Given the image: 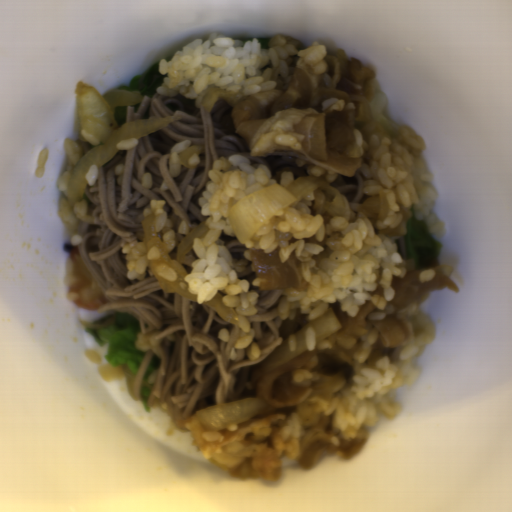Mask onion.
<instances>
[{
	"instance_id": "6",
	"label": "onion",
	"mask_w": 512,
	"mask_h": 512,
	"mask_svg": "<svg viewBox=\"0 0 512 512\" xmlns=\"http://www.w3.org/2000/svg\"><path fill=\"white\" fill-rule=\"evenodd\" d=\"M102 380L109 382L114 378H125L127 381V390L131 398L137 400L135 390L136 375L125 365H111L110 363L102 366L98 370Z\"/></svg>"
},
{
	"instance_id": "2",
	"label": "onion",
	"mask_w": 512,
	"mask_h": 512,
	"mask_svg": "<svg viewBox=\"0 0 512 512\" xmlns=\"http://www.w3.org/2000/svg\"><path fill=\"white\" fill-rule=\"evenodd\" d=\"M142 229L144 244L147 250L150 270L166 292L180 293L185 300L197 299L196 294L189 290L186 281L192 272L191 265L194 257L191 254L196 238H201L210 231L205 222H201L179 243L174 257L166 250L155 222V215L147 214L143 217Z\"/></svg>"
},
{
	"instance_id": "5",
	"label": "onion",
	"mask_w": 512,
	"mask_h": 512,
	"mask_svg": "<svg viewBox=\"0 0 512 512\" xmlns=\"http://www.w3.org/2000/svg\"><path fill=\"white\" fill-rule=\"evenodd\" d=\"M262 407V396L253 395L239 401L201 408L196 414L202 430L215 432L252 418Z\"/></svg>"
},
{
	"instance_id": "4",
	"label": "onion",
	"mask_w": 512,
	"mask_h": 512,
	"mask_svg": "<svg viewBox=\"0 0 512 512\" xmlns=\"http://www.w3.org/2000/svg\"><path fill=\"white\" fill-rule=\"evenodd\" d=\"M341 329V325L332 308H327L322 314L299 328L283 340L256 368L255 375L261 376L267 371L278 368L307 349L306 333H315L316 344Z\"/></svg>"
},
{
	"instance_id": "3",
	"label": "onion",
	"mask_w": 512,
	"mask_h": 512,
	"mask_svg": "<svg viewBox=\"0 0 512 512\" xmlns=\"http://www.w3.org/2000/svg\"><path fill=\"white\" fill-rule=\"evenodd\" d=\"M317 187L318 183L304 177L290 184L276 183L239 200L227 213L236 239L244 242L273 215L294 206Z\"/></svg>"
},
{
	"instance_id": "8",
	"label": "onion",
	"mask_w": 512,
	"mask_h": 512,
	"mask_svg": "<svg viewBox=\"0 0 512 512\" xmlns=\"http://www.w3.org/2000/svg\"><path fill=\"white\" fill-rule=\"evenodd\" d=\"M226 294L222 290H217L210 300L203 301L205 305L213 309L222 320L227 323L239 325L237 310L224 303L223 298Z\"/></svg>"
},
{
	"instance_id": "1",
	"label": "onion",
	"mask_w": 512,
	"mask_h": 512,
	"mask_svg": "<svg viewBox=\"0 0 512 512\" xmlns=\"http://www.w3.org/2000/svg\"><path fill=\"white\" fill-rule=\"evenodd\" d=\"M141 100L139 90L118 89L106 95L90 86L77 90L79 125L100 142L89 148L74 166L68 184L69 203L76 205L80 200L90 167L104 165L117 154V142L143 137L179 121L178 116H162L124 123L127 107Z\"/></svg>"
},
{
	"instance_id": "7",
	"label": "onion",
	"mask_w": 512,
	"mask_h": 512,
	"mask_svg": "<svg viewBox=\"0 0 512 512\" xmlns=\"http://www.w3.org/2000/svg\"><path fill=\"white\" fill-rule=\"evenodd\" d=\"M387 104V97L383 92H377L369 103V111L373 120L378 122L388 137L395 135L393 125L384 117V111Z\"/></svg>"
},
{
	"instance_id": "9",
	"label": "onion",
	"mask_w": 512,
	"mask_h": 512,
	"mask_svg": "<svg viewBox=\"0 0 512 512\" xmlns=\"http://www.w3.org/2000/svg\"><path fill=\"white\" fill-rule=\"evenodd\" d=\"M325 189L329 194L334 196L333 200L327 207L329 214L334 217H341L348 221H353L356 215L350 208L345 196L342 195L337 188H333L327 185Z\"/></svg>"
},
{
	"instance_id": "10",
	"label": "onion",
	"mask_w": 512,
	"mask_h": 512,
	"mask_svg": "<svg viewBox=\"0 0 512 512\" xmlns=\"http://www.w3.org/2000/svg\"><path fill=\"white\" fill-rule=\"evenodd\" d=\"M236 95L233 91L223 90L218 87L211 88L206 91L200 107L208 113L219 99H235Z\"/></svg>"
}]
</instances>
